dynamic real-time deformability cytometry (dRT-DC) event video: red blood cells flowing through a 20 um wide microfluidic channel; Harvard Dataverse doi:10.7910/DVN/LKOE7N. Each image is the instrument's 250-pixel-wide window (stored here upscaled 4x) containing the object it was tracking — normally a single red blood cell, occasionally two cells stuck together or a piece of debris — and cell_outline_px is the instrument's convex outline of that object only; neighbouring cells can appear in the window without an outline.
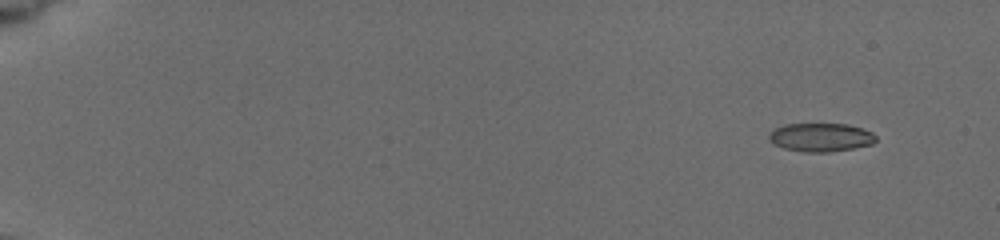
{"species": "common noctule bat (a hibernating species)", "species_latin": "Nyctalus noctula", "temperature_condition": "cold", "stored_images_in_passage": 28, "camera_frame_rate_fps": 3000, "um_per_image_px": 0.085, "animal": {"sex": "female", "body_mass_g": 19.5, "forearm_length_mm": 54.1}, "frame": {"image": 1, "passage_image": 1, "time_ms": 0.0, "image_size_px": [1000, 240], "cell_outline_px": [[876, 140], [872, 144], [852, 148], [828, 152], [804, 152], [784, 148], [768, 140], [768, 136], [772, 128], [784, 124], [848, 124], [872, 132], [876, 136]], "centroid_in_image_um": [69.73, 11.66], "position_along_channel_um": 15.3, "area_um2": 17.74}}
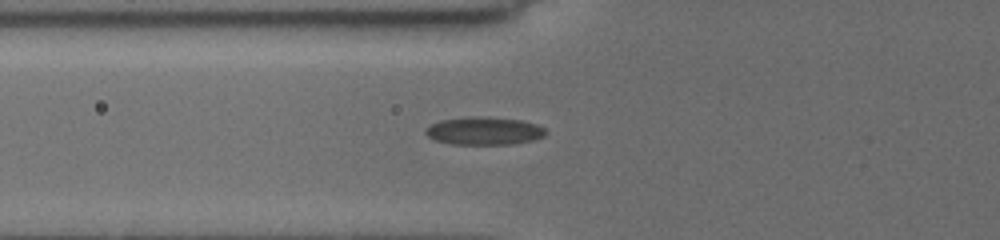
{"frame": {"image": 2, "passage_image": 18, "time_ms": 6.0, "image_size_px": [1000, 240], "cell_outline_px": [[548, 132], [544, 136], [532, 140], [512, 144], [452, 144], [436, 140], [428, 136], [424, 132], [424, 128], [440, 120], [468, 116], [488, 116], [520, 120], [536, 124], [544, 128]], "centroid_in_image_um": [41.14, 11.11], "position_along_channel_um": 84.7, "area_um2": 19.65}}
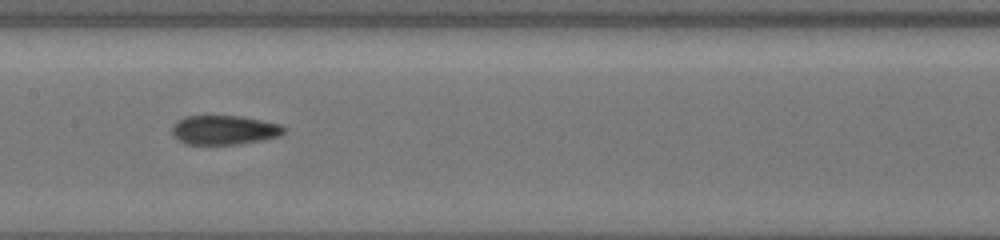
{"frame": {"image": 3, "passage_image": 27, "time_ms": 8.667, "image_size_px": [1000, 240], "cell_outline_px": [[288, 128], [280, 136], [264, 140], [236, 144], [184, 144], [176, 140], [172, 136], [172, 124], [176, 120], [184, 116], [240, 116], [280, 124]], "centroid_in_image_um": [19.02, 11.05], "position_along_channel_um": 188.4, "area_um2": 19.36}}